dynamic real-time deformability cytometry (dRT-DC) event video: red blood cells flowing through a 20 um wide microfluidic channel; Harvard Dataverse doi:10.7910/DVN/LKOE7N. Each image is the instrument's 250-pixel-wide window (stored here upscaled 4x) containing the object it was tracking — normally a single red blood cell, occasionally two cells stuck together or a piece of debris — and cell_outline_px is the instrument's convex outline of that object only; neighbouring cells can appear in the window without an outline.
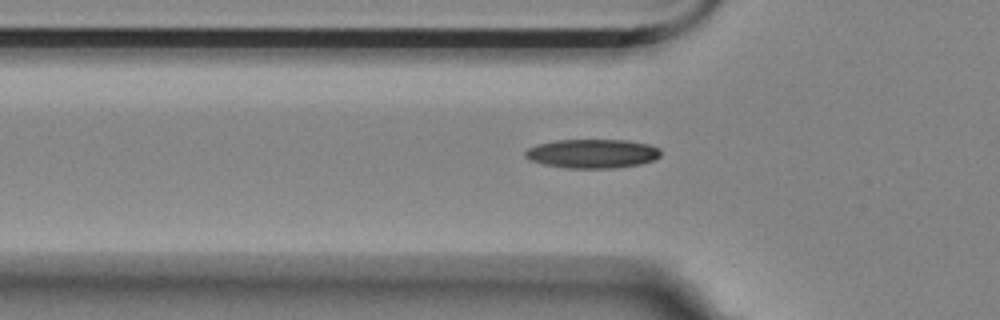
{"species": "Egyptian fruit bat (a non-hibernating species)", "species_latin": "Rousettus aegyptiacus", "temperature_condition": "room temperature", "stored_images_in_passage": 22, "camera_frame_rate_fps": 3000, "um_per_image_px": 0.085, "animal": {"sex": "female"}, "frame": {"image": 1, "passage_image": 3, "time_ms": 0.667, "image_size_px": [1000, 320], "cell_outline_px": [[660, 156], [652, 160], [640, 164], [616, 168], [568, 168], [544, 164], [528, 160], [524, 156], [524, 152], [528, 148], [536, 144], [556, 140], [628, 140], [648, 144], [660, 148]], "centroid_in_image_um": [50.32, 13.05], "position_along_channel_um": 75.5, "area_um2": 23.0}}
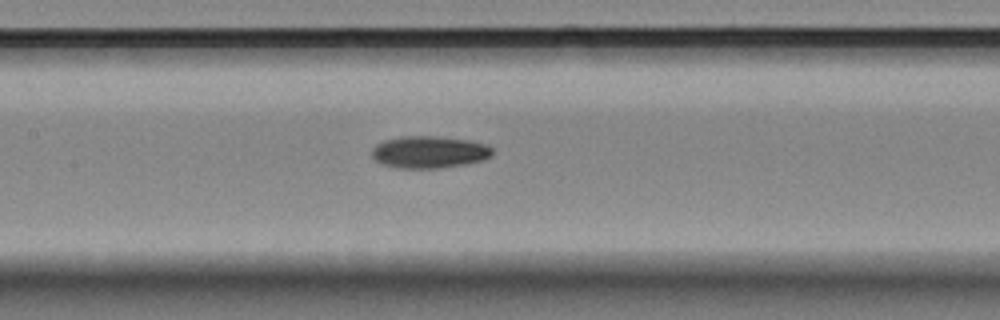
{"frame": {"image": 2, "passage_image": 11, "time_ms": 3.333, "image_size_px": [1000, 320], "cell_outline_px": [[492, 156], [484, 160], [464, 164], [440, 168], [396, 168], [380, 164], [372, 156], [372, 148], [376, 144], [384, 140], [400, 136], [432, 136], [468, 140], [488, 144], [492, 148]], "centroid_in_image_um": [36.47, 12.93], "position_along_channel_um": 170.9, "area_um2": 22.72}}
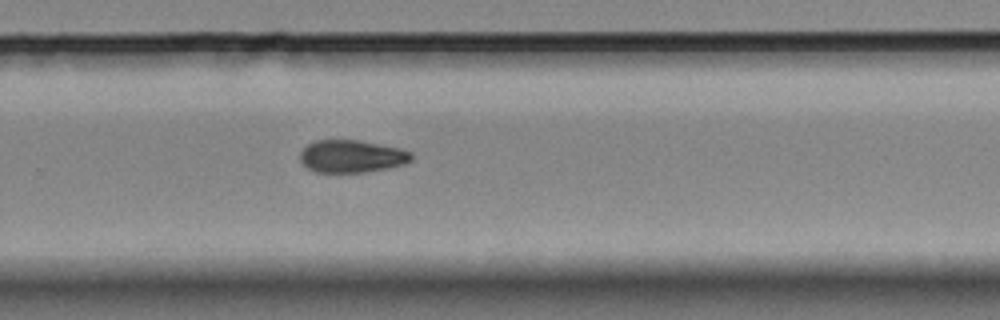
{"frame": {"image": 3, "passage_image": 22, "time_ms": 7.0, "image_size_px": [1000, 320], "cell_outline_px": [[412, 160], [404, 164], [388, 168], [364, 172], [316, 172], [308, 168], [300, 160], [300, 152], [308, 144], [316, 140], [360, 140], [400, 148], [412, 152]], "centroid_in_image_um": [29.91, 13.28], "position_along_channel_um": 299.9, "area_um2": 21.1}}